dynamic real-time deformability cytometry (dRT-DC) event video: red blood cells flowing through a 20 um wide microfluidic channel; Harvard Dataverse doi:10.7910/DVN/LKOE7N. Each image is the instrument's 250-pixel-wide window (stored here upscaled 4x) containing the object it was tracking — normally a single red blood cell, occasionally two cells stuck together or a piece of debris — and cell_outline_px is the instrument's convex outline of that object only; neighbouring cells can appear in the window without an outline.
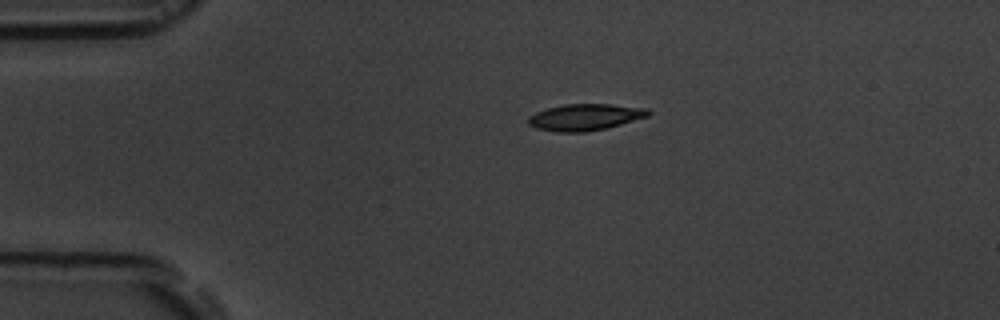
{"species": "common noctule bat (a hibernating species)", "species_latin": "Nyctalus noctula", "temperature_condition": "room temperature", "stored_images_in_passage": 2, "camera_frame_rate_fps": 3000, "um_per_image_px": 0.085, "animal": {"sex": "male", "body_mass_g": 19.5, "forearm_length_mm": 54.6}, "frame": {"image": 1, "passage_image": 1, "time_ms": 0.0, "image_size_px": [1000, 320], "cell_outline_px": [[652, 112], [648, 116], [608, 128], [584, 132], [556, 132], [536, 128], [528, 124], [528, 116], [536, 112], [548, 108], [564, 104], [608, 104], [648, 108]], "centroid_in_image_um": [49.73, 9.96], "position_along_channel_um": 35.3, "area_um2": 18.61}}